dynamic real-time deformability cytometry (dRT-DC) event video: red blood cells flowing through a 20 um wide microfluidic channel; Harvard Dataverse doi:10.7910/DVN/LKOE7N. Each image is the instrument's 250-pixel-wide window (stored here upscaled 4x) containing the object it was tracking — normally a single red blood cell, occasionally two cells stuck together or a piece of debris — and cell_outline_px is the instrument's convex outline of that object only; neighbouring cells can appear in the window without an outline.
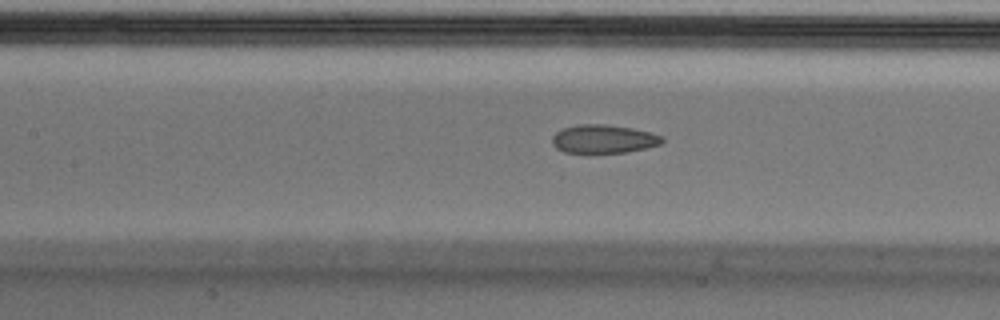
{"species": "Egyptian fruit bat (a non-hibernating species)", "species_latin": "Rousettus aegyptiacus", "temperature_condition": "cold", "stored_images_in_passage": 33, "camera_frame_rate_fps": 3000, "um_per_image_px": 0.085, "animal": {"sex": "male"}, "frame": {"image": 1, "passage_image": 15, "time_ms": 4.667, "image_size_px": [1000, 320], "cell_outline_px": [[664, 140], [660, 144], [628, 152], [588, 156], [564, 152], [556, 148], [552, 144], [552, 136], [556, 132], [564, 128], [580, 124], [604, 124], [632, 128], [652, 132], [664, 136]], "centroid_in_image_um": [51.27, 11.86], "position_along_channel_um": 156.1, "area_um2": 19.07}}
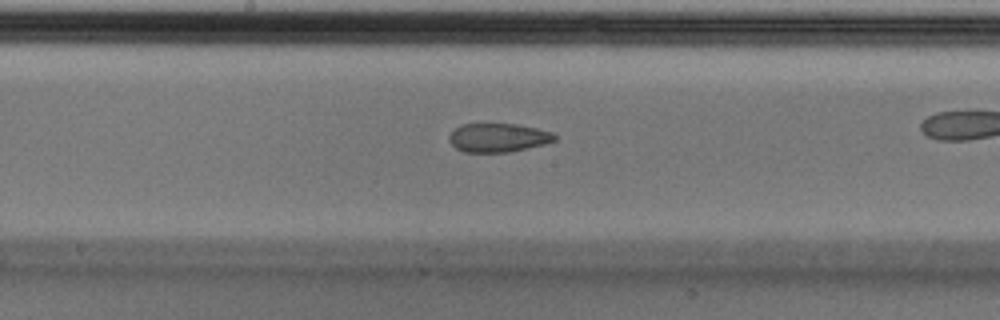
{"frame": {"image": 2, "passage_image": 19, "time_ms": 6.0, "image_size_px": [1000, 320], "cell_outline_px": [[556, 140], [544, 144], [508, 152], [464, 152], [456, 148], [448, 140], [448, 136], [460, 124], [516, 124], [536, 128], [552, 132], [556, 136]], "centroid_in_image_um": [42.32, 11.7], "position_along_channel_um": 205.9, "area_um2": 17.57}}